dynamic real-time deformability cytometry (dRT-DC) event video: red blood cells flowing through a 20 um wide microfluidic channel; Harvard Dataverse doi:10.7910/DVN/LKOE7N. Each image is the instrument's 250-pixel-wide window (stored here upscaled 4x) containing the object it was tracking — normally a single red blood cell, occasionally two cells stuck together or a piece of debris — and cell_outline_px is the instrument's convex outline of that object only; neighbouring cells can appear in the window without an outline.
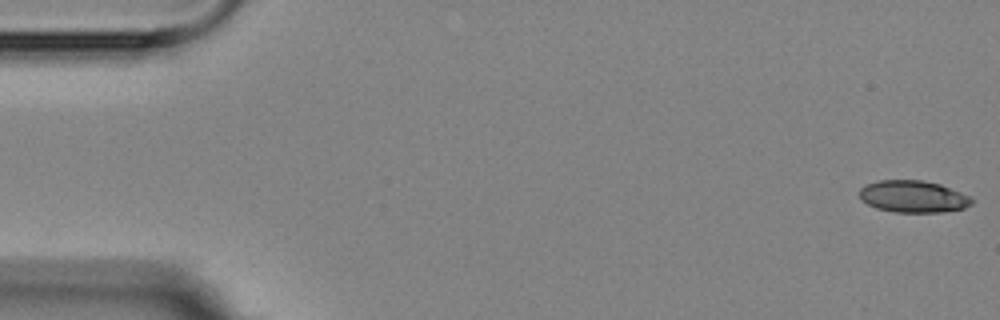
{"species": "Egyptian fruit bat (a non-hibernating species)", "species_latin": "Rousettus aegyptiacus", "temperature_condition": "room temperature", "stored_images_in_passage": 5, "camera_frame_rate_fps": 3000, "um_per_image_px": 0.085, "animal": {"sex": "female"}, "frame": {"image": 1, "passage_image": 1, "time_ms": 0.0, "image_size_px": [1000, 320], "cell_outline_px": [[976, 200], [972, 204], [964, 208], [940, 212], [896, 212], [876, 208], [868, 204], [860, 196], [860, 188], [864, 184], [880, 180], [920, 180], [940, 184], [972, 196]], "centroid_in_image_um": [77.66, 16.7], "position_along_channel_um": 7.3, "area_um2": 20.98}}
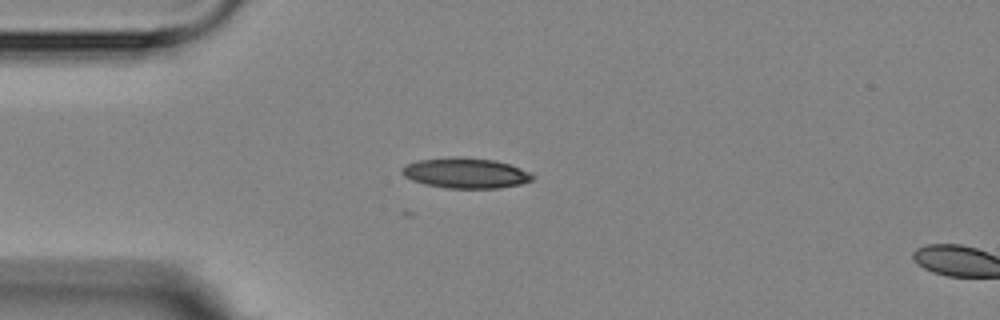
{"frame": {"image": 2, "passage_image": 4, "time_ms": 4.333, "image_size_px": [1000, 320], "cell_outline_px": [[536, 176], [532, 180], [520, 184], [500, 188], [448, 188], [424, 184], [412, 180], [404, 176], [400, 172], [400, 168], [416, 160], [448, 156], [460, 156], [496, 160], [520, 168]], "centroid_in_image_um": [39.54, 14.69], "position_along_channel_um": 45.5, "area_um2": 23.35}}